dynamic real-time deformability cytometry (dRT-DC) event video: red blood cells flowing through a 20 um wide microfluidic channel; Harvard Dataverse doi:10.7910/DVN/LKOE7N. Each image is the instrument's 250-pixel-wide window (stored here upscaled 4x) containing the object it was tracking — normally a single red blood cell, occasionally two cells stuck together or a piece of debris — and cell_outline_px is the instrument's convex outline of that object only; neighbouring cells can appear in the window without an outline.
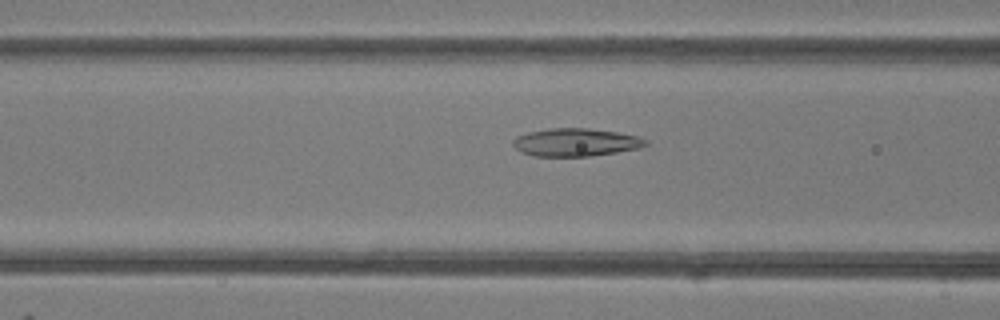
{"species": "common noctule bat (a hibernating species)", "species_latin": "Nyctalus noctula", "temperature_condition": "room temperature", "stored_images_in_passage": 23, "camera_frame_rate_fps": 3000, "um_per_image_px": 0.085, "animal": {"sex": "female"}, "frame": {"image": 1, "passage_image": 9, "time_ms": 2.667, "image_size_px": [1000, 320], "cell_outline_px": [[648, 144], [640, 148], [616, 152], [588, 156], [532, 156], [520, 152], [512, 144], [512, 140], [516, 136], [528, 132], [548, 128], [588, 128], [616, 132], [640, 136], [648, 140]], "centroid_in_image_um": [48.92, 12.09], "position_along_channel_um": 117.7, "area_um2": 21.73}}
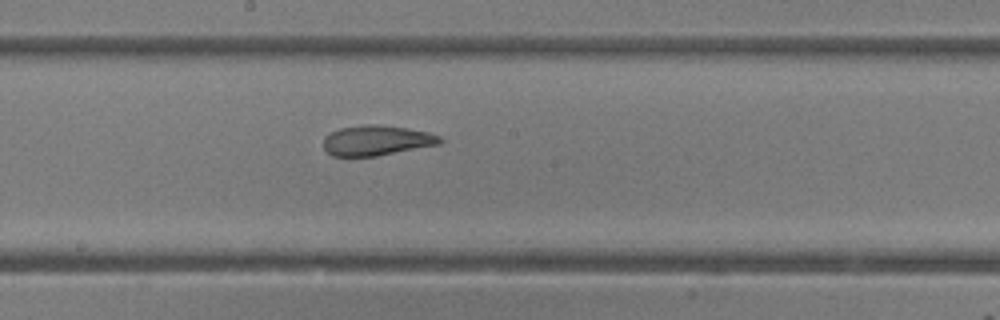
{"frame": {"image": 2, "passage_image": 16, "time_ms": 5.0, "image_size_px": [1000, 320], "cell_outline_px": [[444, 140], [440, 144], [376, 156], [332, 156], [324, 148], [324, 136], [340, 128], [368, 124], [380, 124], [428, 132], [440, 136]], "centroid_in_image_um": [32.02, 11.93], "position_along_channel_um": 216.2, "area_um2": 20.35}}
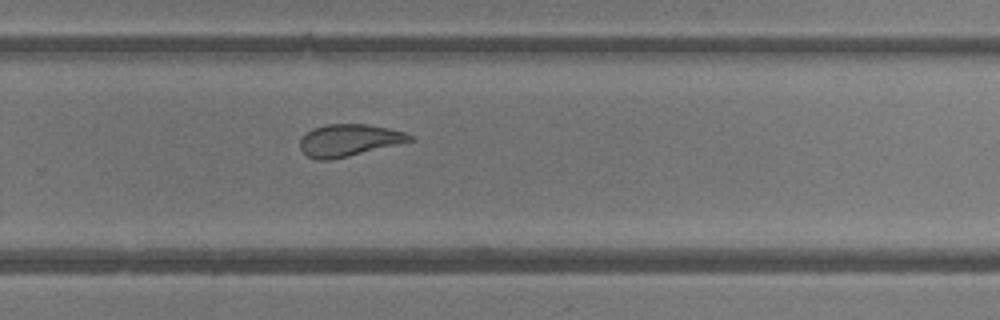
{"frame": {"image": 3, "passage_image": 22, "time_ms": 7.0, "image_size_px": [1000, 320], "cell_outline_px": [[412, 140], [400, 144], [348, 156], [328, 160], [316, 160], [308, 156], [300, 148], [300, 140], [312, 128], [324, 124], [368, 124], [388, 128], [404, 132], [412, 136]], "centroid_in_image_um": [29.65, 11.91], "position_along_channel_um": 300.2, "area_um2": 20.35}}